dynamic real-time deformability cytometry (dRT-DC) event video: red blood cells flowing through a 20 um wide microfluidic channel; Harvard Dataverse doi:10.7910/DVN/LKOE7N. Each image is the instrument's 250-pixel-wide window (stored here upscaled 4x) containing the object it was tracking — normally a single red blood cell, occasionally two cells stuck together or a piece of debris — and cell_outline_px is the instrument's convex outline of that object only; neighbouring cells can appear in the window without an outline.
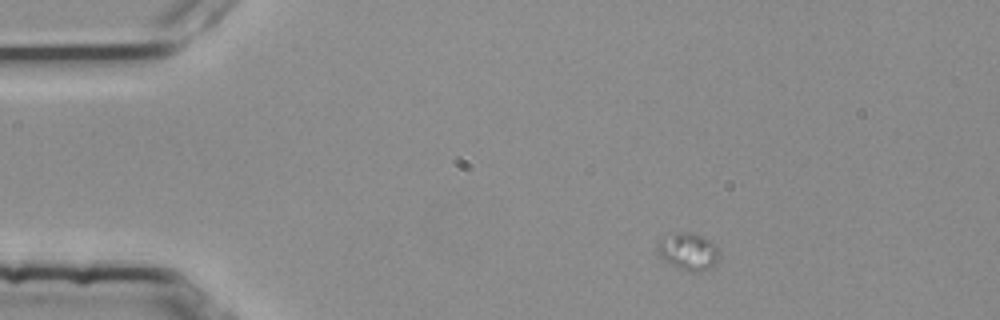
{"species": "common noctule bat (a hibernating species)", "species_latin": "Nyctalus noctula", "temperature_condition": "room temperature", "stored_images_in_passage": 2, "camera_frame_rate_fps": 3000, "um_per_image_px": 0.085, "animal": {"sex": "female", "body_mass_g": 25.1}, "frame": {"image": 1, "passage_image": 1, "time_ms": 0.0, "image_size_px": [1000, 320], "cell_outline_px": [[720, 256], [708, 268], [692, 272], [680, 268], [664, 260], [660, 256], [656, 248], [660, 240], [668, 232], [688, 232], [712, 240]], "centroid_in_image_um": [58.46, 21.33], "position_along_channel_um": 26.5, "area_um2": 13.12}}